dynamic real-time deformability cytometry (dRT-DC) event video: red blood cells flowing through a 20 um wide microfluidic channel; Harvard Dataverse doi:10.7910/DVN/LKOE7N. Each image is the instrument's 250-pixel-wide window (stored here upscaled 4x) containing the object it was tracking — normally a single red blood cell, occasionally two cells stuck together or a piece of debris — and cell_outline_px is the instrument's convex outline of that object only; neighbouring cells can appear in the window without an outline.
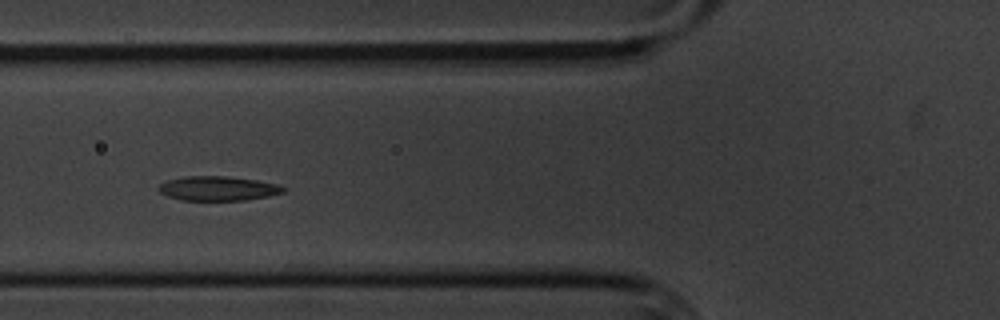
{"species": "common noctule bat (a hibernating species)", "species_latin": "Nyctalus noctula", "temperature_condition": "cold", "stored_images_in_passage": 9, "camera_frame_rate_fps": 3000, "um_per_image_px": 0.085, "animal": {"sex": "male", "body_mass_g": 20.1, "forearm_length_mm": 53.5}, "frame": {"image": 1, "passage_image": 6, "time_ms": 7.0, "image_size_px": [1000, 320], "cell_outline_px": [[288, 188], [284, 192], [268, 196], [244, 200], [180, 200], [168, 196], [160, 192], [156, 188], [160, 184], [168, 180], [184, 176], [224, 176], [256, 180], [280, 184]], "centroid_in_image_um": [18.54, 16.01], "position_along_channel_um": 107.3, "area_um2": 17.8}}
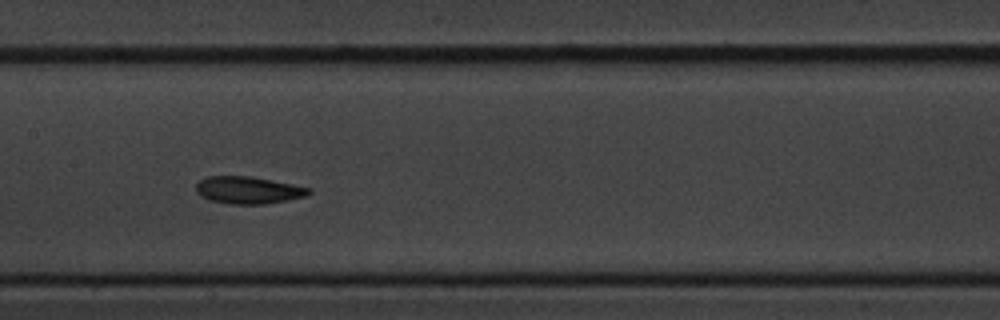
{"frame": {"image": 2, "passage_image": 8, "time_ms": 9.333, "image_size_px": [1000, 320], "cell_outline_px": [[312, 192], [308, 196], [288, 200], [264, 204], [228, 204], [208, 200], [200, 196], [196, 192], [196, 184], [200, 180], [208, 176], [252, 176], [312, 188]], "centroid_in_image_um": [21.11, 16.16], "position_along_channel_um": 186.3, "area_um2": 18.15}}
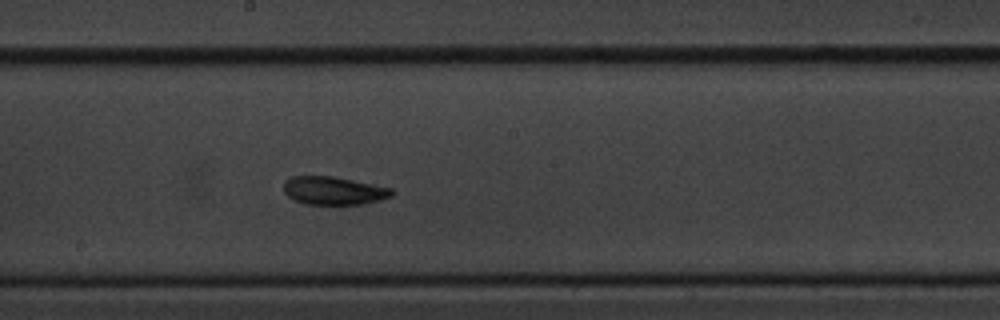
{"frame": {"image": 3, "passage_image": 9, "time_ms": 10.333, "image_size_px": [1000, 320], "cell_outline_px": [[396, 192], [392, 196], [380, 200], [360, 204], [304, 204], [288, 196], [284, 192], [284, 180], [292, 176], [332, 176], [392, 188]], "centroid_in_image_um": [28.37, 16.2], "position_along_channel_um": 219.8, "area_um2": 17.69}}